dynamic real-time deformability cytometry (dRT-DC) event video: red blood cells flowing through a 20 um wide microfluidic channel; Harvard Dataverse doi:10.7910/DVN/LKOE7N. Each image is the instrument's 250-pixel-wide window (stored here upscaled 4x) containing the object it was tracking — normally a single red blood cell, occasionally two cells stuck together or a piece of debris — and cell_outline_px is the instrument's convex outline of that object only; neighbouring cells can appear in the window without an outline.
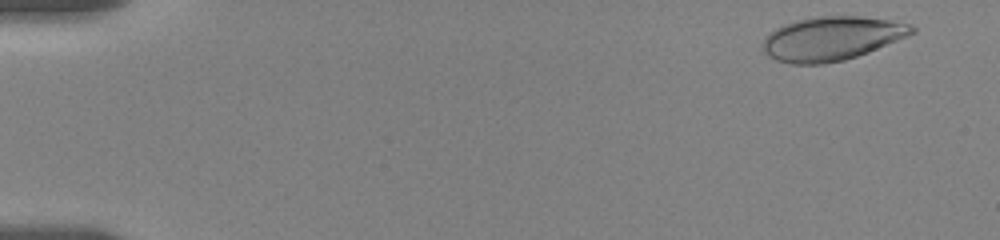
{"species": "human", "species_latin": "Homo sapiens", "temperature_condition": "room temperature", "stored_images_in_passage": 57, "camera_frame_rate_fps": 3000, "um_per_image_px": 0.085, "donor": {"sex": "female"}, "frame": {"image": 1, "passage_image": 3, "time_ms": 0.667, "image_size_px": [1000, 240], "cell_outline_px": [[916, 32], [908, 36], [868, 52], [844, 60], [824, 64], [792, 64], [776, 60], [768, 56], [764, 52], [764, 40], [776, 28], [784, 24], [796, 20], [820, 16], [860, 16], [888, 20], [912, 24], [916, 28]], "centroid_in_image_um": [70.73, 3.27], "position_along_channel_um": 14.3, "area_um2": 37.92}}
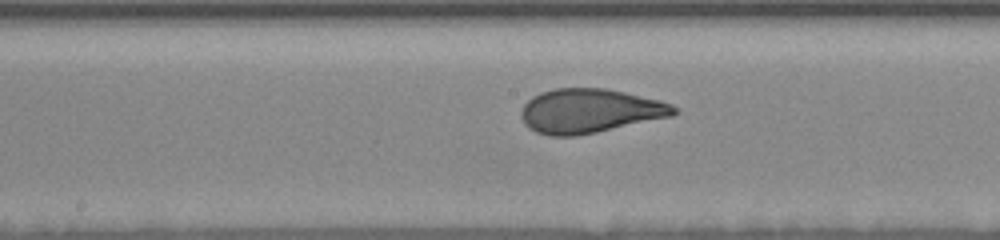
{"frame": {"image": 2, "passage_image": 30, "time_ms": 9.667, "image_size_px": [1000, 240], "cell_outline_px": [[676, 112], [672, 116], [596, 132], [576, 136], [552, 136], [536, 132], [524, 124], [520, 116], [520, 112], [524, 104], [532, 96], [540, 92], [556, 88], [608, 88], [660, 100], [672, 104], [676, 108]], "centroid_in_image_um": [50.1, 9.42], "position_along_channel_um": 198.1, "area_um2": 39.36}}
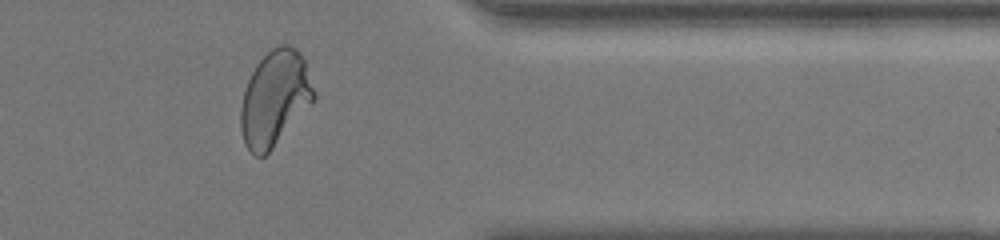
{"frame": {"image": 3, "passage_image": 47, "time_ms": 15.333, "image_size_px": [1000, 240], "cell_outline_px": [[316, 100], [272, 148], [264, 156], [256, 156], [244, 144], [240, 128], [240, 108], [244, 92], [248, 80], [256, 64], [276, 44], [288, 44], [296, 48], [300, 52], [304, 60], [316, 96]], "centroid_in_image_um": [23.36, 8.35], "position_along_channel_um": 388.0, "area_um2": 40.52}, "authors_computed_cell_mechanics": {"area_um2": 39.1884, "velocity_mm_per_s": 3.5347, "shape_relaxation_time_tau1_ms": 6.045, "shape_relaxation_time_tau2_ms": null, "deformation_change_tau1": 0.1915, "deformation_change_tau2": null}}